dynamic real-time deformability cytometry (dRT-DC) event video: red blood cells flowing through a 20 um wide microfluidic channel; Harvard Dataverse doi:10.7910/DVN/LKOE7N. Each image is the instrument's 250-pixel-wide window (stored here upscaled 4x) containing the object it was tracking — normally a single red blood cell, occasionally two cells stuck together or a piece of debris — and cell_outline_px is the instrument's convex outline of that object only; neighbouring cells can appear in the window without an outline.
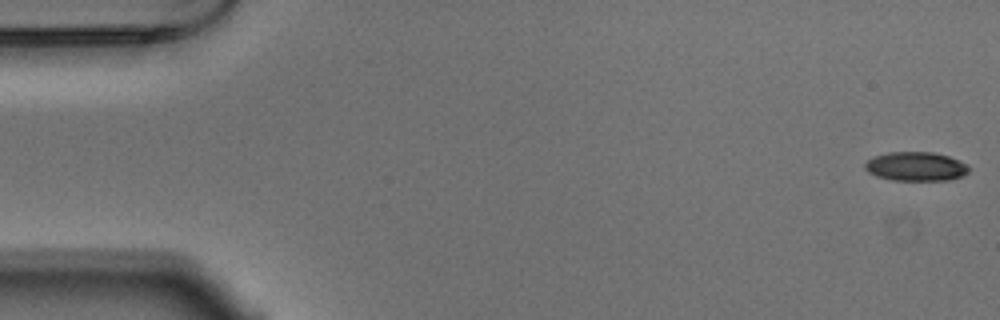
{"species": "Egyptian fruit bat (a non-hibernating species)", "species_latin": "Rousettus aegyptiacus", "temperature_condition": "warm", "stored_images_in_passage": 54, "camera_frame_rate_fps": 3000, "um_per_image_px": 0.085, "animal": {"sex": "male"}, "frame": {"image": 1, "passage_image": 1, "time_ms": 0.0, "image_size_px": [1000, 320], "cell_outline_px": [[968, 172], [960, 176], [948, 180], [892, 180], [876, 176], [868, 172], [864, 168], [864, 164], [872, 156], [888, 152], [932, 152], [948, 156], [964, 164], [968, 168]], "centroid_in_image_um": [77.77, 14.14], "position_along_channel_um": 7.2, "area_um2": 17.4}}
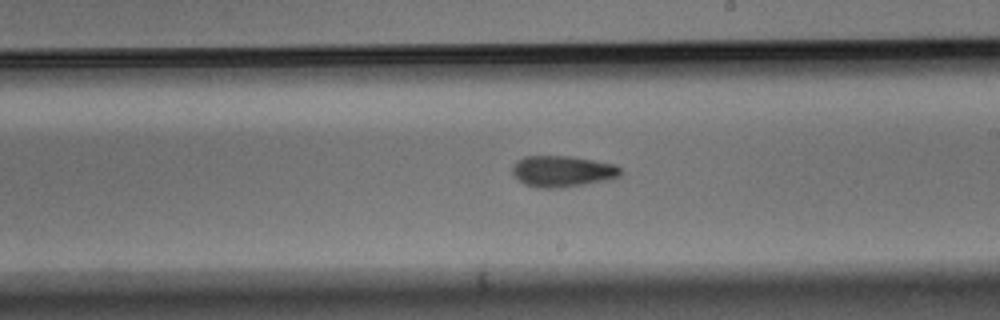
{"frame": {"image": 2, "passage_image": 31, "time_ms": 10.0, "image_size_px": [1000, 320], "cell_outline_px": [[624, 172], [620, 176], [612, 180], [556, 188], [536, 188], [524, 184], [512, 172], [512, 164], [516, 160], [524, 156], [572, 156], [616, 164]], "centroid_in_image_um": [47.84, 14.55], "position_along_channel_um": 241.2, "area_um2": 20.0}}
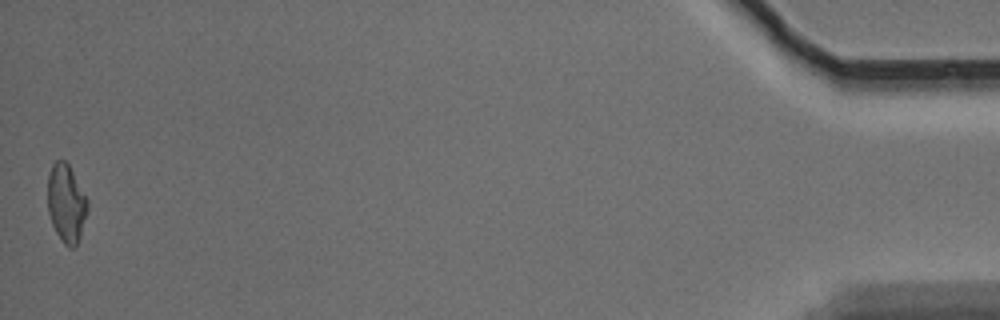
{"frame": {"image": 3, "passage_image": 54, "time_ms": 17.667, "image_size_px": [1000, 320], "cell_outline_px": [[88, 212], [80, 236], [76, 244], [72, 248], [68, 248], [64, 244], [56, 232], [52, 224], [48, 212], [48, 176], [52, 164], [56, 160], [64, 160], [68, 164], [88, 200]], "centroid_in_image_um": [5.63, 17.29], "position_along_channel_um": 429.6, "area_um2": 18.09}, "authors_computed_cell_mechanics": {"area_um2": 18.7561, "velocity_mm_per_s": 3.7096, "shape_relaxation_time_tau1_ms": null, "shape_relaxation_time_tau2_ms": 3.0855, "deformation_change_tau1": null, "deformation_change_tau2": 0.1056}}